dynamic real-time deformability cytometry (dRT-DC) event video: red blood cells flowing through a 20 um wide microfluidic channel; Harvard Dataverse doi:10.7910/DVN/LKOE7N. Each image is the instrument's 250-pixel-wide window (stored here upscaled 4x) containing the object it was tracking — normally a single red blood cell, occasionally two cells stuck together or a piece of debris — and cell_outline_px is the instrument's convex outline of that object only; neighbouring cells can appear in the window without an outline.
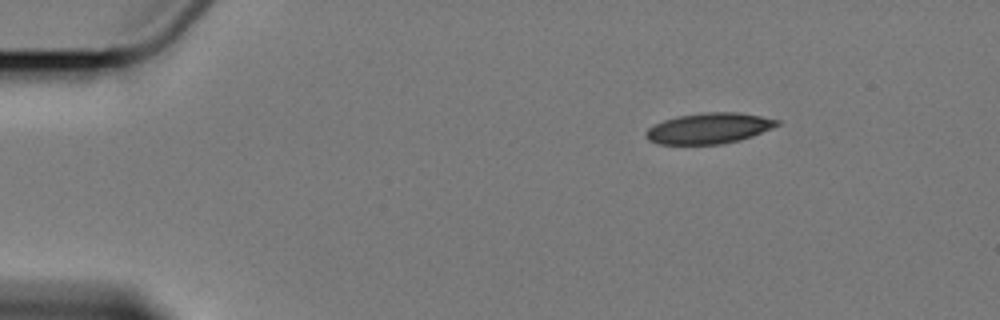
{"species": "Egyptian fruit bat (a non-hibernating species)", "species_latin": "Rousettus aegyptiacus", "temperature_condition": "cold", "stored_images_in_passage": 7, "camera_frame_rate_fps": 3000, "um_per_image_px": 0.085, "animal": {"sex": "female"}, "frame": {"image": 1, "passage_image": 1, "time_ms": 0.0, "image_size_px": [1000, 320], "cell_outline_px": [[780, 124], [772, 128], [752, 136], [720, 144], [660, 144], [648, 140], [648, 128], [664, 120], [676, 116], [704, 112], [736, 112], [760, 116], [780, 120]], "centroid_in_image_um": [60.28, 10.89], "position_along_channel_um": 24.7, "area_um2": 23.12}}
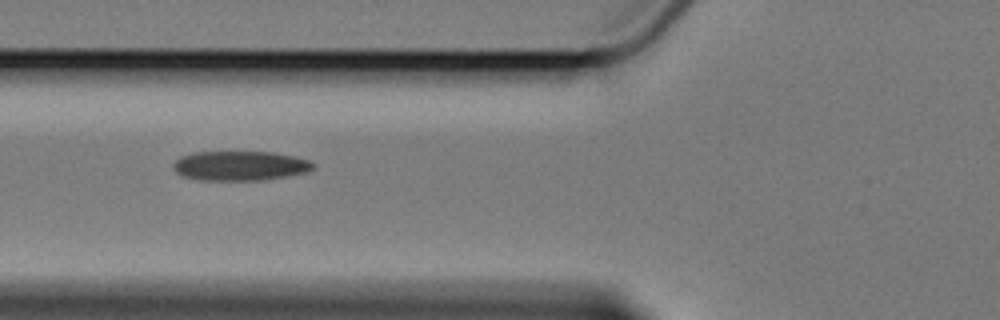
{"frame": {"image": 2, "passage_image": 5, "time_ms": 4.667, "image_size_px": [1000, 320], "cell_outline_px": [[316, 164], [308, 172], [288, 176], [260, 180], [200, 180], [180, 176], [172, 168], [172, 164], [180, 156], [192, 152], [272, 152], [296, 156], [308, 160]], "centroid_in_image_um": [20.38, 14.09], "position_along_channel_um": 105.4, "area_um2": 24.33}}
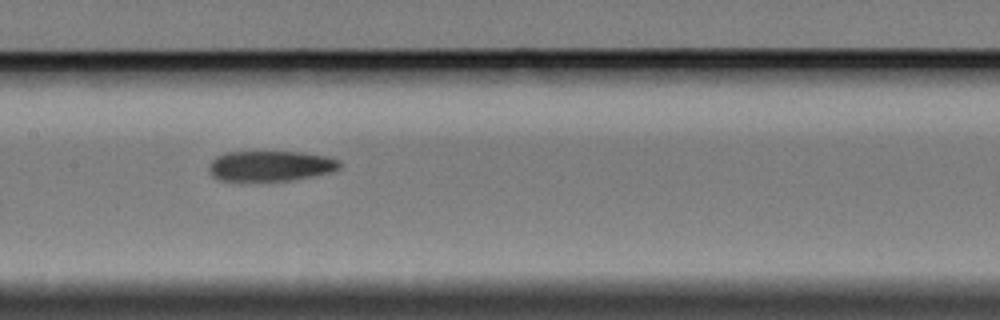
{"frame": {"image": 3, "passage_image": 7, "time_ms": 7.0, "image_size_px": [1000, 320], "cell_outline_px": [[340, 168], [332, 172], [292, 180], [220, 180], [212, 176], [208, 168], [212, 160], [216, 156], [224, 152], [304, 152], [328, 156], [340, 160]], "centroid_in_image_um": [23.02, 14.09], "position_along_channel_um": 184.4, "area_um2": 23.12}}